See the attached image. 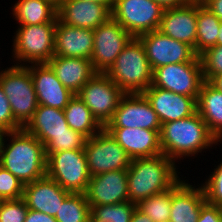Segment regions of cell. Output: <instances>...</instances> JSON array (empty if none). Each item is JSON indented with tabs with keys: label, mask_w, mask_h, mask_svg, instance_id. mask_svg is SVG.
<instances>
[{
	"label": "cell",
	"mask_w": 222,
	"mask_h": 222,
	"mask_svg": "<svg viewBox=\"0 0 222 222\" xmlns=\"http://www.w3.org/2000/svg\"><path fill=\"white\" fill-rule=\"evenodd\" d=\"M159 135L162 154L174 162L219 142L197 111L189 117L161 124Z\"/></svg>",
	"instance_id": "1"
},
{
	"label": "cell",
	"mask_w": 222,
	"mask_h": 222,
	"mask_svg": "<svg viewBox=\"0 0 222 222\" xmlns=\"http://www.w3.org/2000/svg\"><path fill=\"white\" fill-rule=\"evenodd\" d=\"M175 164L164 154L131 159L127 169L129 201L137 205L146 198L171 189L180 180Z\"/></svg>",
	"instance_id": "2"
},
{
	"label": "cell",
	"mask_w": 222,
	"mask_h": 222,
	"mask_svg": "<svg viewBox=\"0 0 222 222\" xmlns=\"http://www.w3.org/2000/svg\"><path fill=\"white\" fill-rule=\"evenodd\" d=\"M10 142L5 145L0 158V166L10 171L23 184L43 178L47 171L45 146L34 135L24 129L10 131Z\"/></svg>",
	"instance_id": "3"
},
{
	"label": "cell",
	"mask_w": 222,
	"mask_h": 222,
	"mask_svg": "<svg viewBox=\"0 0 222 222\" xmlns=\"http://www.w3.org/2000/svg\"><path fill=\"white\" fill-rule=\"evenodd\" d=\"M152 73L143 44L133 37L105 74L124 94H142L151 86Z\"/></svg>",
	"instance_id": "4"
},
{
	"label": "cell",
	"mask_w": 222,
	"mask_h": 222,
	"mask_svg": "<svg viewBox=\"0 0 222 222\" xmlns=\"http://www.w3.org/2000/svg\"><path fill=\"white\" fill-rule=\"evenodd\" d=\"M0 85L8 98L14 119L24 127L39 105L30 70L17 62L2 70Z\"/></svg>",
	"instance_id": "5"
},
{
	"label": "cell",
	"mask_w": 222,
	"mask_h": 222,
	"mask_svg": "<svg viewBox=\"0 0 222 222\" xmlns=\"http://www.w3.org/2000/svg\"><path fill=\"white\" fill-rule=\"evenodd\" d=\"M19 26L12 45L15 61L47 63L54 56L56 23Z\"/></svg>",
	"instance_id": "6"
},
{
	"label": "cell",
	"mask_w": 222,
	"mask_h": 222,
	"mask_svg": "<svg viewBox=\"0 0 222 222\" xmlns=\"http://www.w3.org/2000/svg\"><path fill=\"white\" fill-rule=\"evenodd\" d=\"M46 175L71 193H85L90 181L84 149L46 153Z\"/></svg>",
	"instance_id": "7"
},
{
	"label": "cell",
	"mask_w": 222,
	"mask_h": 222,
	"mask_svg": "<svg viewBox=\"0 0 222 222\" xmlns=\"http://www.w3.org/2000/svg\"><path fill=\"white\" fill-rule=\"evenodd\" d=\"M205 82L199 56L191 62L173 63L153 70L154 87L193 97L196 101Z\"/></svg>",
	"instance_id": "8"
},
{
	"label": "cell",
	"mask_w": 222,
	"mask_h": 222,
	"mask_svg": "<svg viewBox=\"0 0 222 222\" xmlns=\"http://www.w3.org/2000/svg\"><path fill=\"white\" fill-rule=\"evenodd\" d=\"M84 151L90 177L130 167L131 158L105 128L86 138Z\"/></svg>",
	"instance_id": "9"
},
{
	"label": "cell",
	"mask_w": 222,
	"mask_h": 222,
	"mask_svg": "<svg viewBox=\"0 0 222 222\" xmlns=\"http://www.w3.org/2000/svg\"><path fill=\"white\" fill-rule=\"evenodd\" d=\"M164 9L153 0H115L112 18L132 36L159 29Z\"/></svg>",
	"instance_id": "10"
},
{
	"label": "cell",
	"mask_w": 222,
	"mask_h": 222,
	"mask_svg": "<svg viewBox=\"0 0 222 222\" xmlns=\"http://www.w3.org/2000/svg\"><path fill=\"white\" fill-rule=\"evenodd\" d=\"M77 95L105 127L125 94L105 73H96Z\"/></svg>",
	"instance_id": "11"
},
{
	"label": "cell",
	"mask_w": 222,
	"mask_h": 222,
	"mask_svg": "<svg viewBox=\"0 0 222 222\" xmlns=\"http://www.w3.org/2000/svg\"><path fill=\"white\" fill-rule=\"evenodd\" d=\"M93 32L94 46L90 60L97 73H106L133 37L112 17Z\"/></svg>",
	"instance_id": "12"
},
{
	"label": "cell",
	"mask_w": 222,
	"mask_h": 222,
	"mask_svg": "<svg viewBox=\"0 0 222 222\" xmlns=\"http://www.w3.org/2000/svg\"><path fill=\"white\" fill-rule=\"evenodd\" d=\"M137 38L144 46L152 71L167 64L191 62L199 56L192 46L177 41L158 29Z\"/></svg>",
	"instance_id": "13"
},
{
	"label": "cell",
	"mask_w": 222,
	"mask_h": 222,
	"mask_svg": "<svg viewBox=\"0 0 222 222\" xmlns=\"http://www.w3.org/2000/svg\"><path fill=\"white\" fill-rule=\"evenodd\" d=\"M105 127L161 130V122L143 94H125Z\"/></svg>",
	"instance_id": "14"
},
{
	"label": "cell",
	"mask_w": 222,
	"mask_h": 222,
	"mask_svg": "<svg viewBox=\"0 0 222 222\" xmlns=\"http://www.w3.org/2000/svg\"><path fill=\"white\" fill-rule=\"evenodd\" d=\"M84 194L90 206L129 201L127 170L109 171L90 177Z\"/></svg>",
	"instance_id": "15"
},
{
	"label": "cell",
	"mask_w": 222,
	"mask_h": 222,
	"mask_svg": "<svg viewBox=\"0 0 222 222\" xmlns=\"http://www.w3.org/2000/svg\"><path fill=\"white\" fill-rule=\"evenodd\" d=\"M26 67L30 70L38 104L64 110L75 94L60 82L47 63Z\"/></svg>",
	"instance_id": "16"
},
{
	"label": "cell",
	"mask_w": 222,
	"mask_h": 222,
	"mask_svg": "<svg viewBox=\"0 0 222 222\" xmlns=\"http://www.w3.org/2000/svg\"><path fill=\"white\" fill-rule=\"evenodd\" d=\"M150 102L161 122L167 123L193 115L197 111L193 97L150 86L142 93Z\"/></svg>",
	"instance_id": "17"
},
{
	"label": "cell",
	"mask_w": 222,
	"mask_h": 222,
	"mask_svg": "<svg viewBox=\"0 0 222 222\" xmlns=\"http://www.w3.org/2000/svg\"><path fill=\"white\" fill-rule=\"evenodd\" d=\"M71 192L63 189L47 175L24 184L23 199L28 209L56 216L63 201Z\"/></svg>",
	"instance_id": "18"
},
{
	"label": "cell",
	"mask_w": 222,
	"mask_h": 222,
	"mask_svg": "<svg viewBox=\"0 0 222 222\" xmlns=\"http://www.w3.org/2000/svg\"><path fill=\"white\" fill-rule=\"evenodd\" d=\"M112 17V10L100 3L84 0H64L57 9V19L70 26L96 29Z\"/></svg>",
	"instance_id": "19"
},
{
	"label": "cell",
	"mask_w": 222,
	"mask_h": 222,
	"mask_svg": "<svg viewBox=\"0 0 222 222\" xmlns=\"http://www.w3.org/2000/svg\"><path fill=\"white\" fill-rule=\"evenodd\" d=\"M131 159L162 154L160 130L143 128L104 127Z\"/></svg>",
	"instance_id": "20"
},
{
	"label": "cell",
	"mask_w": 222,
	"mask_h": 222,
	"mask_svg": "<svg viewBox=\"0 0 222 222\" xmlns=\"http://www.w3.org/2000/svg\"><path fill=\"white\" fill-rule=\"evenodd\" d=\"M197 3L164 10L159 31L192 46L196 52Z\"/></svg>",
	"instance_id": "21"
},
{
	"label": "cell",
	"mask_w": 222,
	"mask_h": 222,
	"mask_svg": "<svg viewBox=\"0 0 222 222\" xmlns=\"http://www.w3.org/2000/svg\"><path fill=\"white\" fill-rule=\"evenodd\" d=\"M93 46V30L70 26L57 19L54 56L80 57L90 60Z\"/></svg>",
	"instance_id": "22"
},
{
	"label": "cell",
	"mask_w": 222,
	"mask_h": 222,
	"mask_svg": "<svg viewBox=\"0 0 222 222\" xmlns=\"http://www.w3.org/2000/svg\"><path fill=\"white\" fill-rule=\"evenodd\" d=\"M206 203L204 189L193 187L179 180L171 188V209L169 220L172 222H197L202 206Z\"/></svg>",
	"instance_id": "23"
},
{
	"label": "cell",
	"mask_w": 222,
	"mask_h": 222,
	"mask_svg": "<svg viewBox=\"0 0 222 222\" xmlns=\"http://www.w3.org/2000/svg\"><path fill=\"white\" fill-rule=\"evenodd\" d=\"M47 64L60 82L74 94L97 73L91 60L80 57L53 56Z\"/></svg>",
	"instance_id": "24"
},
{
	"label": "cell",
	"mask_w": 222,
	"mask_h": 222,
	"mask_svg": "<svg viewBox=\"0 0 222 222\" xmlns=\"http://www.w3.org/2000/svg\"><path fill=\"white\" fill-rule=\"evenodd\" d=\"M23 129L37 137L45 146L55 135L70 134L63 110L39 104Z\"/></svg>",
	"instance_id": "25"
},
{
	"label": "cell",
	"mask_w": 222,
	"mask_h": 222,
	"mask_svg": "<svg viewBox=\"0 0 222 222\" xmlns=\"http://www.w3.org/2000/svg\"><path fill=\"white\" fill-rule=\"evenodd\" d=\"M197 113L219 142L222 140V92L205 81L199 92Z\"/></svg>",
	"instance_id": "26"
},
{
	"label": "cell",
	"mask_w": 222,
	"mask_h": 222,
	"mask_svg": "<svg viewBox=\"0 0 222 222\" xmlns=\"http://www.w3.org/2000/svg\"><path fill=\"white\" fill-rule=\"evenodd\" d=\"M12 12L20 25L57 23V9L45 0H19Z\"/></svg>",
	"instance_id": "27"
},
{
	"label": "cell",
	"mask_w": 222,
	"mask_h": 222,
	"mask_svg": "<svg viewBox=\"0 0 222 222\" xmlns=\"http://www.w3.org/2000/svg\"><path fill=\"white\" fill-rule=\"evenodd\" d=\"M63 112L69 127L86 138L92 137L104 128L77 94L69 101Z\"/></svg>",
	"instance_id": "28"
},
{
	"label": "cell",
	"mask_w": 222,
	"mask_h": 222,
	"mask_svg": "<svg viewBox=\"0 0 222 222\" xmlns=\"http://www.w3.org/2000/svg\"><path fill=\"white\" fill-rule=\"evenodd\" d=\"M221 20L202 3H197L196 53L217 45Z\"/></svg>",
	"instance_id": "29"
},
{
	"label": "cell",
	"mask_w": 222,
	"mask_h": 222,
	"mask_svg": "<svg viewBox=\"0 0 222 222\" xmlns=\"http://www.w3.org/2000/svg\"><path fill=\"white\" fill-rule=\"evenodd\" d=\"M90 205L84 193H71L55 216L57 222H89Z\"/></svg>",
	"instance_id": "30"
},
{
	"label": "cell",
	"mask_w": 222,
	"mask_h": 222,
	"mask_svg": "<svg viewBox=\"0 0 222 222\" xmlns=\"http://www.w3.org/2000/svg\"><path fill=\"white\" fill-rule=\"evenodd\" d=\"M137 205L131 201L90 206L89 222H130Z\"/></svg>",
	"instance_id": "31"
},
{
	"label": "cell",
	"mask_w": 222,
	"mask_h": 222,
	"mask_svg": "<svg viewBox=\"0 0 222 222\" xmlns=\"http://www.w3.org/2000/svg\"><path fill=\"white\" fill-rule=\"evenodd\" d=\"M137 208L153 222H162L169 220L171 209V189L155 194L149 198L140 201Z\"/></svg>",
	"instance_id": "32"
},
{
	"label": "cell",
	"mask_w": 222,
	"mask_h": 222,
	"mask_svg": "<svg viewBox=\"0 0 222 222\" xmlns=\"http://www.w3.org/2000/svg\"><path fill=\"white\" fill-rule=\"evenodd\" d=\"M86 137L73 130L70 134L55 135L45 145V153L84 149Z\"/></svg>",
	"instance_id": "33"
},
{
	"label": "cell",
	"mask_w": 222,
	"mask_h": 222,
	"mask_svg": "<svg viewBox=\"0 0 222 222\" xmlns=\"http://www.w3.org/2000/svg\"><path fill=\"white\" fill-rule=\"evenodd\" d=\"M205 81H210L214 76L222 73V45L207 48L199 54Z\"/></svg>",
	"instance_id": "34"
},
{
	"label": "cell",
	"mask_w": 222,
	"mask_h": 222,
	"mask_svg": "<svg viewBox=\"0 0 222 222\" xmlns=\"http://www.w3.org/2000/svg\"><path fill=\"white\" fill-rule=\"evenodd\" d=\"M24 184L10 171L0 166V198L2 200L23 197Z\"/></svg>",
	"instance_id": "35"
},
{
	"label": "cell",
	"mask_w": 222,
	"mask_h": 222,
	"mask_svg": "<svg viewBox=\"0 0 222 222\" xmlns=\"http://www.w3.org/2000/svg\"><path fill=\"white\" fill-rule=\"evenodd\" d=\"M28 208L23 198L0 202V222H24Z\"/></svg>",
	"instance_id": "36"
},
{
	"label": "cell",
	"mask_w": 222,
	"mask_h": 222,
	"mask_svg": "<svg viewBox=\"0 0 222 222\" xmlns=\"http://www.w3.org/2000/svg\"><path fill=\"white\" fill-rule=\"evenodd\" d=\"M206 202L222 207V162L214 168L209 178L202 184Z\"/></svg>",
	"instance_id": "37"
},
{
	"label": "cell",
	"mask_w": 222,
	"mask_h": 222,
	"mask_svg": "<svg viewBox=\"0 0 222 222\" xmlns=\"http://www.w3.org/2000/svg\"><path fill=\"white\" fill-rule=\"evenodd\" d=\"M0 128L7 131H17L23 127L14 119L10 103L6 97L2 86L0 85Z\"/></svg>",
	"instance_id": "38"
},
{
	"label": "cell",
	"mask_w": 222,
	"mask_h": 222,
	"mask_svg": "<svg viewBox=\"0 0 222 222\" xmlns=\"http://www.w3.org/2000/svg\"><path fill=\"white\" fill-rule=\"evenodd\" d=\"M221 208L206 202L201 208L197 222H221Z\"/></svg>",
	"instance_id": "39"
},
{
	"label": "cell",
	"mask_w": 222,
	"mask_h": 222,
	"mask_svg": "<svg viewBox=\"0 0 222 222\" xmlns=\"http://www.w3.org/2000/svg\"><path fill=\"white\" fill-rule=\"evenodd\" d=\"M24 222H57L54 216L28 209Z\"/></svg>",
	"instance_id": "40"
},
{
	"label": "cell",
	"mask_w": 222,
	"mask_h": 222,
	"mask_svg": "<svg viewBox=\"0 0 222 222\" xmlns=\"http://www.w3.org/2000/svg\"><path fill=\"white\" fill-rule=\"evenodd\" d=\"M202 4L222 21V0H204Z\"/></svg>",
	"instance_id": "41"
},
{
	"label": "cell",
	"mask_w": 222,
	"mask_h": 222,
	"mask_svg": "<svg viewBox=\"0 0 222 222\" xmlns=\"http://www.w3.org/2000/svg\"><path fill=\"white\" fill-rule=\"evenodd\" d=\"M160 5L164 10L178 8L186 5V0H153Z\"/></svg>",
	"instance_id": "42"
},
{
	"label": "cell",
	"mask_w": 222,
	"mask_h": 222,
	"mask_svg": "<svg viewBox=\"0 0 222 222\" xmlns=\"http://www.w3.org/2000/svg\"><path fill=\"white\" fill-rule=\"evenodd\" d=\"M130 222H153V220L136 207Z\"/></svg>",
	"instance_id": "43"
},
{
	"label": "cell",
	"mask_w": 222,
	"mask_h": 222,
	"mask_svg": "<svg viewBox=\"0 0 222 222\" xmlns=\"http://www.w3.org/2000/svg\"><path fill=\"white\" fill-rule=\"evenodd\" d=\"M209 83L214 86L217 90L222 92V73L214 76Z\"/></svg>",
	"instance_id": "44"
},
{
	"label": "cell",
	"mask_w": 222,
	"mask_h": 222,
	"mask_svg": "<svg viewBox=\"0 0 222 222\" xmlns=\"http://www.w3.org/2000/svg\"><path fill=\"white\" fill-rule=\"evenodd\" d=\"M8 132L9 131L0 128V158H1V153H2V150H3V146H4V143H5L4 140H6L4 137H6L8 135Z\"/></svg>",
	"instance_id": "45"
},
{
	"label": "cell",
	"mask_w": 222,
	"mask_h": 222,
	"mask_svg": "<svg viewBox=\"0 0 222 222\" xmlns=\"http://www.w3.org/2000/svg\"><path fill=\"white\" fill-rule=\"evenodd\" d=\"M86 1L107 5L111 10H112L114 2H115V0H86Z\"/></svg>",
	"instance_id": "46"
},
{
	"label": "cell",
	"mask_w": 222,
	"mask_h": 222,
	"mask_svg": "<svg viewBox=\"0 0 222 222\" xmlns=\"http://www.w3.org/2000/svg\"><path fill=\"white\" fill-rule=\"evenodd\" d=\"M48 3H50L52 6H54L56 9L60 7V5L63 3L64 0H45Z\"/></svg>",
	"instance_id": "47"
},
{
	"label": "cell",
	"mask_w": 222,
	"mask_h": 222,
	"mask_svg": "<svg viewBox=\"0 0 222 222\" xmlns=\"http://www.w3.org/2000/svg\"><path fill=\"white\" fill-rule=\"evenodd\" d=\"M217 45H222V21L219 28V34L217 37Z\"/></svg>",
	"instance_id": "48"
},
{
	"label": "cell",
	"mask_w": 222,
	"mask_h": 222,
	"mask_svg": "<svg viewBox=\"0 0 222 222\" xmlns=\"http://www.w3.org/2000/svg\"><path fill=\"white\" fill-rule=\"evenodd\" d=\"M188 3H202L204 0H186Z\"/></svg>",
	"instance_id": "49"
},
{
	"label": "cell",
	"mask_w": 222,
	"mask_h": 222,
	"mask_svg": "<svg viewBox=\"0 0 222 222\" xmlns=\"http://www.w3.org/2000/svg\"><path fill=\"white\" fill-rule=\"evenodd\" d=\"M162 222H172L171 220H164V221H162Z\"/></svg>",
	"instance_id": "50"
}]
</instances>
